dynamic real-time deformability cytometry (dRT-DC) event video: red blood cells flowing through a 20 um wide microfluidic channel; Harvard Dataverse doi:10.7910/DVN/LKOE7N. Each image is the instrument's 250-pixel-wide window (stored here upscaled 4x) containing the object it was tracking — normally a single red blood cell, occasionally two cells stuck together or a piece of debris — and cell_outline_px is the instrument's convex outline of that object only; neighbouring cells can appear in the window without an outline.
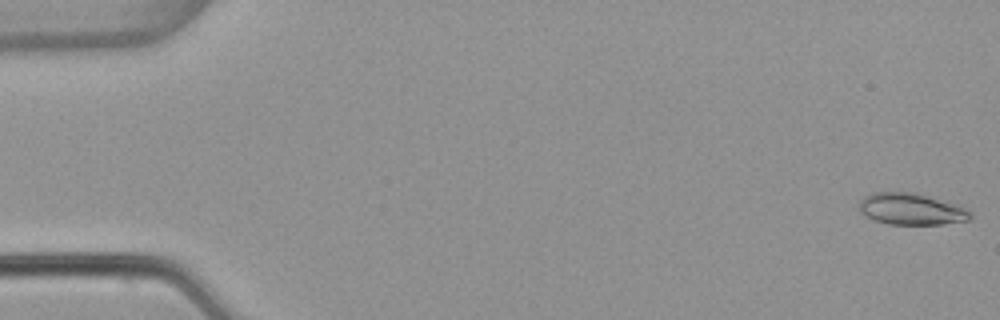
{"species": "common noctule bat (a hibernating species)", "species_latin": "Nyctalus noctula", "temperature_condition": "warm", "stored_images_in_passage": 53, "camera_frame_rate_fps": 3000, "um_per_image_px": 0.085, "animal": {"sex": "female", "body_mass_g": 22.7, "forearm_length_mm": 54.2}, "frame": {"image": 1, "passage_image": 1, "time_ms": 0.0, "image_size_px": [1000, 320], "cell_outline_px": [[972, 216], [968, 220], [944, 224], [888, 224], [876, 220], [860, 212], [860, 200], [864, 196], [872, 192], [916, 192], [964, 208], [972, 212]], "centroid_in_image_um": [77.44, 17.76], "position_along_channel_um": 7.6, "area_um2": 20.17}}
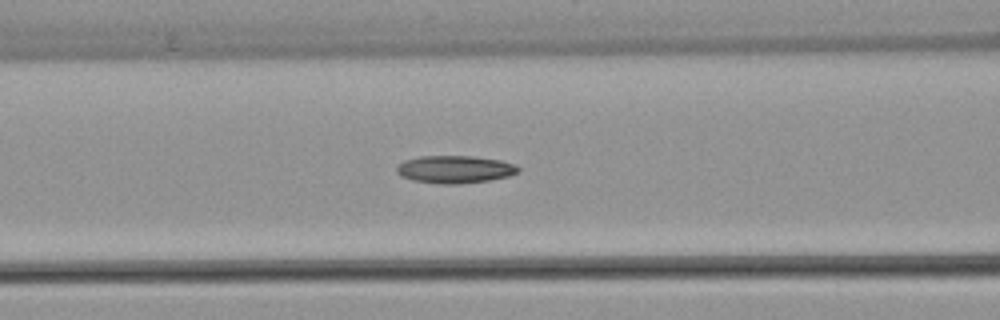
{"frame": {"image": 2, "passage_image": 22, "time_ms": 7.0, "image_size_px": [1000, 320], "cell_outline_px": [[520, 172], [508, 176], [488, 180], [460, 184], [440, 184], [412, 180], [400, 176], [396, 172], [396, 168], [404, 160], [420, 156], [472, 156], [500, 160], [516, 164], [520, 168]], "centroid_in_image_um": [38.67, 14.39], "position_along_channel_um": 127.9, "area_um2": 19.65}}
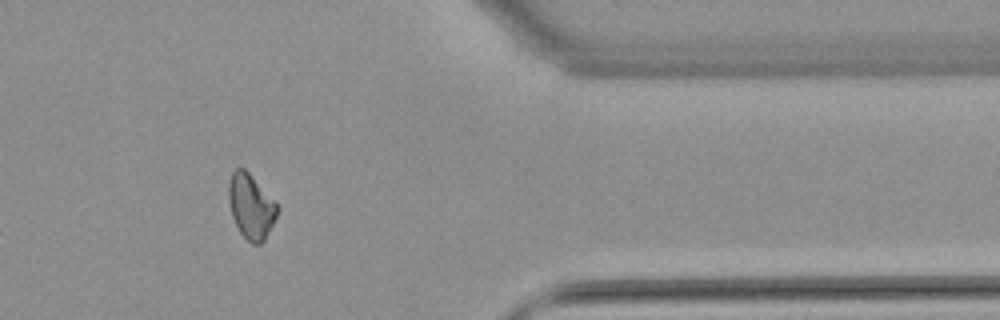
{"frame": {"image": 3, "passage_image": 44, "time_ms": 14.333, "image_size_px": [1000, 320], "cell_outline_px": [[276, 216], [264, 240], [260, 244], [252, 244], [240, 232], [232, 216], [228, 200], [228, 184], [232, 172], [236, 168], [244, 168], [248, 172], [276, 204]], "centroid_in_image_um": [21.28, 17.54], "position_along_channel_um": 390.1, "area_um2": 17.74}, "authors_computed_cell_mechanics": {"area_um2": 18.9006, "velocity_mm_per_s": 3.8604, "shape_relaxation_time_tau1_ms": null, "shape_relaxation_time_tau2_ms": 6.855, "deformation_change_tau1": null, "deformation_change_tau2": 0.138}}